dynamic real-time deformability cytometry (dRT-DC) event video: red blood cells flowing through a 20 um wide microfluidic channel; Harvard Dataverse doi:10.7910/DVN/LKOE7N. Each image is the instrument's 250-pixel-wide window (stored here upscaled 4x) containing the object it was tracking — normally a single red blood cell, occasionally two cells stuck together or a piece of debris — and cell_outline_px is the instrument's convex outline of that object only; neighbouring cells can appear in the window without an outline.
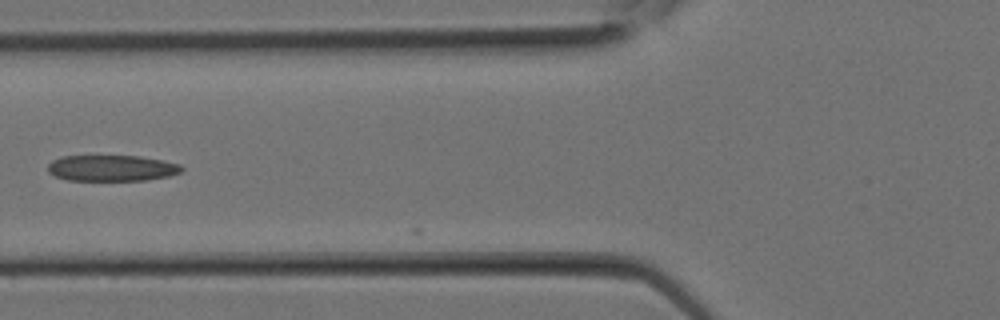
{"species": "Egyptian fruit bat (a non-hibernating species)", "species_latin": "Rousettus aegyptiacus", "temperature_condition": "room temperature", "stored_images_in_passage": 11, "camera_frame_rate_fps": 3000, "um_per_image_px": 0.085, "animal": {"sex": "female"}, "frame": {"image": 1, "passage_image": 10, "time_ms": 3.0, "image_size_px": [1000, 320], "cell_outline_px": [[184, 168], [180, 172], [168, 176], [148, 180], [68, 180], [56, 176], [48, 172], [48, 164], [52, 160], [60, 156], [140, 156], [180, 164]], "centroid_in_image_um": [9.48, 14.28], "position_along_channel_um": 116.3, "area_um2": 20.23}}